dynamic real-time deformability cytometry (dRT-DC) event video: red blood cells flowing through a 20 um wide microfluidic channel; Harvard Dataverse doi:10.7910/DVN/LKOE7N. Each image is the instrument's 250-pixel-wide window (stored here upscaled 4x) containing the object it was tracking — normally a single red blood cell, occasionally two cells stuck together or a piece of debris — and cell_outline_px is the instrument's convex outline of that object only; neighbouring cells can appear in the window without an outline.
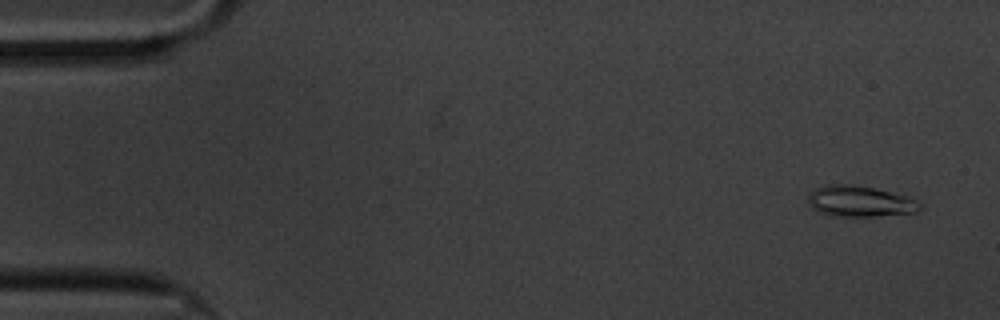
{"species": "common noctule bat (a hibernating species)", "species_latin": "Nyctalus noctula", "temperature_condition": "cold", "stored_images_in_passage": 18, "camera_frame_rate_fps": 3000, "um_per_image_px": 0.085, "animal": {"sex": "male", "body_mass_g": 20.1, "forearm_length_mm": 53.5}, "frame": {"image": 1, "passage_image": 3, "time_ms": 0.667, "image_size_px": [1000, 320], "cell_outline_px": [[920, 208], [916, 212], [876, 216], [832, 216], [820, 212], [812, 208], [808, 204], [808, 192], [824, 184], [848, 184], [872, 188], [904, 196], [916, 200], [920, 204]], "centroid_in_image_um": [73.0, 17.11], "position_along_channel_um": 12.0, "area_um2": 19.94}}